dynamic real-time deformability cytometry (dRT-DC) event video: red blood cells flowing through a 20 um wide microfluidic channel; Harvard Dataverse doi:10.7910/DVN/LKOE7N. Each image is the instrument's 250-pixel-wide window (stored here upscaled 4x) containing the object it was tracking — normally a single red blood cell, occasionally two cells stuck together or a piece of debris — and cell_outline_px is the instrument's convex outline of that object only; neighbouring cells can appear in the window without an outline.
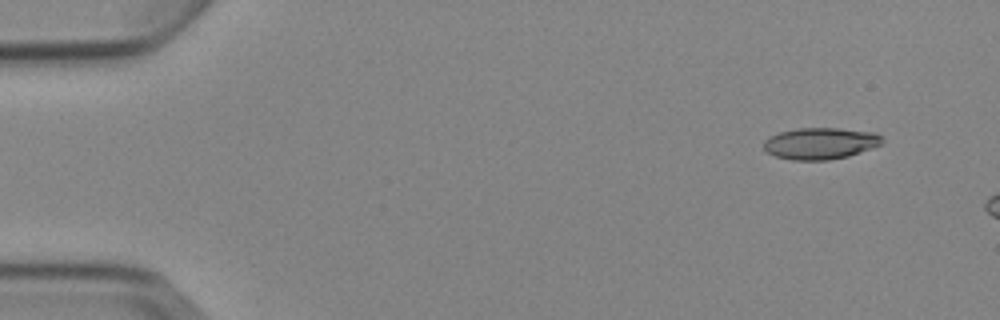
{"species": "Egyptian fruit bat (a non-hibernating species)", "species_latin": "Rousettus aegyptiacus", "temperature_condition": "cold", "stored_images_in_passage": 3, "camera_frame_rate_fps": 3000, "um_per_image_px": 0.085, "animal": {"sex": "female"}, "frame": {"image": 1, "passage_image": 1, "time_ms": 0.0, "image_size_px": [1000, 320], "cell_outline_px": [[884, 144], [848, 156], [828, 160], [792, 160], [776, 156], [764, 152], [764, 140], [768, 136], [780, 132], [796, 128], [840, 128], [876, 132], [884, 140]], "centroid_in_image_um": [69.73, 12.18], "position_along_channel_um": 15.3, "area_um2": 22.08}}